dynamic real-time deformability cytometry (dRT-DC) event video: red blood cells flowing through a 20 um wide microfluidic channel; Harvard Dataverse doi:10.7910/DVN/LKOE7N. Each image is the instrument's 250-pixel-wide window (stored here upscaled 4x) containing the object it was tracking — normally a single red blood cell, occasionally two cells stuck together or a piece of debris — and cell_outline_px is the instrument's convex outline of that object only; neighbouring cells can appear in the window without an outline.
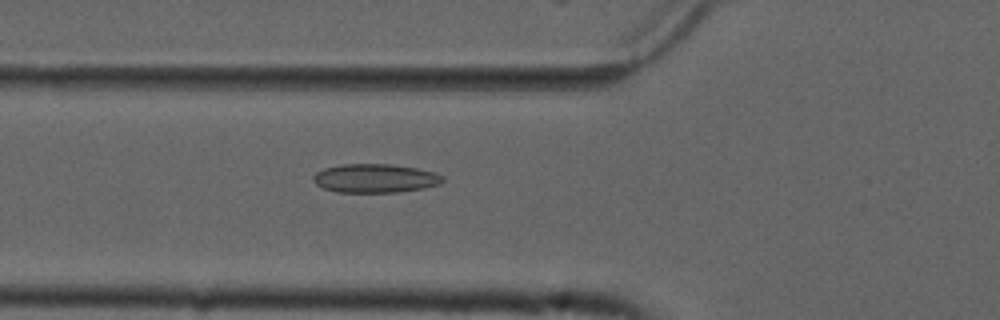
{"species": "common noctule bat (a hibernating species)", "species_latin": "Nyctalus noctula", "temperature_condition": "cold", "stored_images_in_passage": 55, "camera_frame_rate_fps": 3000, "um_per_image_px": 0.085, "animal": {"sex": "male", "forearm_length_mm": 52.5}, "frame": {"image": 1, "passage_image": 20, "time_ms": 6.333, "image_size_px": [1000, 320], "cell_outline_px": [[444, 180], [440, 184], [424, 188], [400, 192], [336, 192], [324, 188], [316, 184], [312, 180], [312, 176], [316, 172], [324, 168], [340, 164], [388, 164], [416, 168], [436, 172], [444, 176]], "centroid_in_image_um": [31.89, 15.15], "position_along_channel_um": 93.9, "area_um2": 21.85}}
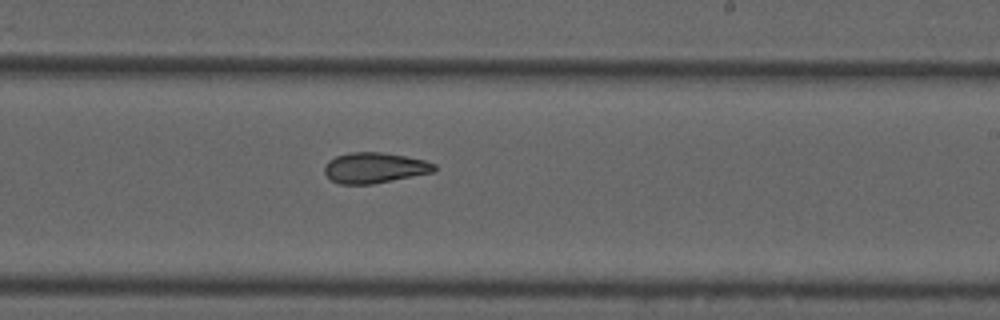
{"frame": {"image": 2, "passage_image": 33, "time_ms": 10.667, "image_size_px": [1000, 320], "cell_outline_px": [[436, 172], [372, 184], [340, 184], [332, 180], [324, 172], [324, 164], [328, 160], [336, 156], [348, 152], [380, 152], [404, 156], [424, 160], [436, 164]], "centroid_in_image_um": [31.84, 14.26], "position_along_channel_um": 257.2, "area_um2": 19.65}}
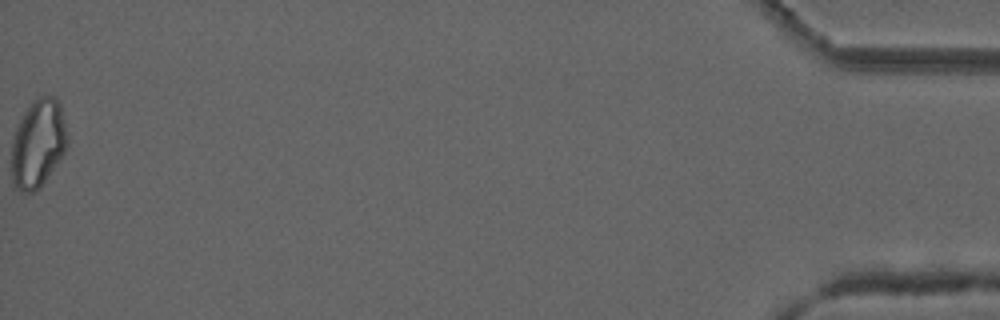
{"frame": {"image": 3, "passage_image": 55, "time_ms": 18.0, "image_size_px": [1000, 320], "cell_outline_px": [[68, 144], [64, 152], [40, 188], [32, 192], [20, 192], [12, 184], [12, 140], [16, 128], [24, 112], [40, 96], [56, 96], [60, 104], [68, 136]], "centroid_in_image_um": [3.24, 12.22], "position_along_channel_um": 432.0, "area_um2": 28.5}, "authors_computed_cell_mechanics": {"area_um2": 21.386, "velocity_mm_per_s": 3.7647, "shape_relaxation_time_tau1_ms": null, "shape_relaxation_time_tau2_ms": 5.863, "deformation_change_tau1": null, "deformation_change_tau2": 0.1173}}